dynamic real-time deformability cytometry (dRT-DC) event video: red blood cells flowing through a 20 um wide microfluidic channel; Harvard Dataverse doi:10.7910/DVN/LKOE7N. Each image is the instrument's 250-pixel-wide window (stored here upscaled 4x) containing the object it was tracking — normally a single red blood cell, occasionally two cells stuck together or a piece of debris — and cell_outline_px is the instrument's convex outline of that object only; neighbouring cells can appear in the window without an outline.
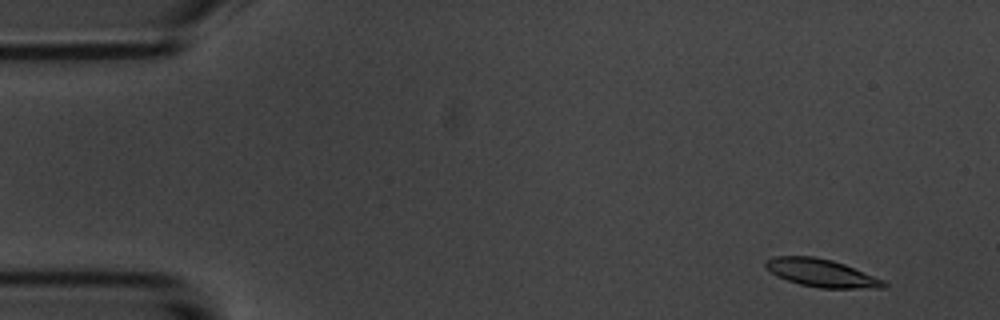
{"species": "common noctule bat (a hibernating species)", "species_latin": "Nyctalus noctula", "temperature_condition": "room temperature", "stored_images_in_passage": 4, "camera_frame_rate_fps": 3000, "um_per_image_px": 0.085, "animal": {"sex": "male", "body_mass_g": 20.1, "forearm_length_mm": 53.5}, "frame": {"image": 1, "passage_image": 1, "time_ms": 0.0, "image_size_px": [1000, 320], "cell_outline_px": [[888, 284], [884, 288], [820, 288], [800, 284], [776, 276], [764, 264], [764, 260], [776, 256], [812, 256], [832, 260], [844, 264], [884, 280]], "centroid_in_image_um": [69.82, 23.2], "position_along_channel_um": 15.2, "area_um2": 19.02}}
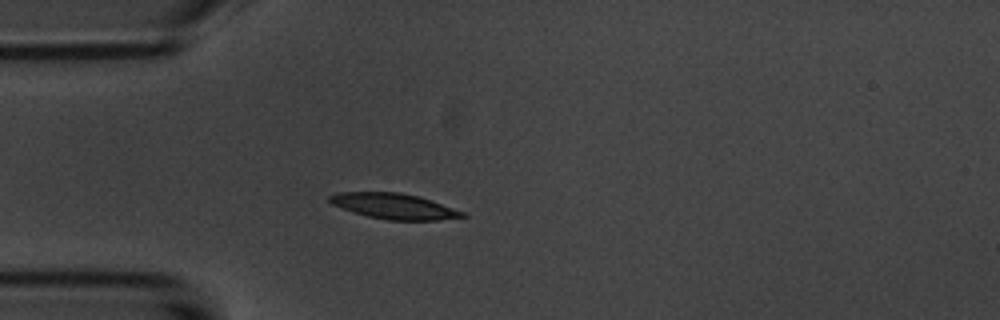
{"frame": {"image": 2, "passage_image": 4, "time_ms": 3.667, "image_size_px": [1000, 320], "cell_outline_px": [[468, 216], [436, 220], [388, 220], [368, 216], [332, 204], [328, 200], [328, 196], [336, 192], [400, 192], [420, 196], [464, 212]], "centroid_in_image_um": [33.49, 17.51], "position_along_channel_um": 51.5, "area_um2": 19.59}}